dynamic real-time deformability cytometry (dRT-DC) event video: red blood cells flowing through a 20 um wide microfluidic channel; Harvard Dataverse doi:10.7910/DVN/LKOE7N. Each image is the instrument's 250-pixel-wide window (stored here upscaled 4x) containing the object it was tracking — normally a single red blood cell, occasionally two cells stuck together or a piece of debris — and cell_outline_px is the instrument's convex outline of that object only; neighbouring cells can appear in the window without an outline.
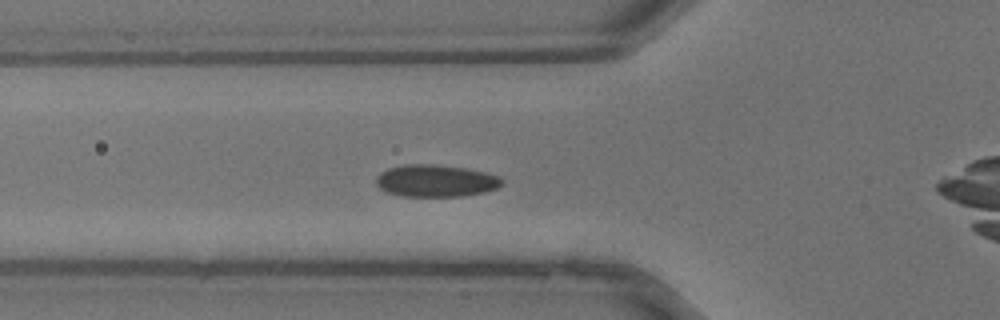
{"species": "common noctule bat (a hibernating species)", "species_latin": "Nyctalus noctula", "temperature_condition": "warm", "stored_images_in_passage": 13, "camera_frame_rate_fps": 3000, "um_per_image_px": 0.085, "animal": {"sex": "male", "body_mass_g": 13.3}, "frame": {"image": 1, "passage_image": 7, "time_ms": 2.0, "image_size_px": [1000, 320], "cell_outline_px": [[504, 184], [496, 188], [484, 192], [464, 196], [400, 196], [388, 192], [380, 188], [376, 184], [376, 176], [380, 172], [388, 168], [404, 164], [436, 164], [468, 168], [500, 176], [504, 180]], "centroid_in_image_um": [37.05, 15.36], "position_along_channel_um": 88.7, "area_um2": 23.81}}
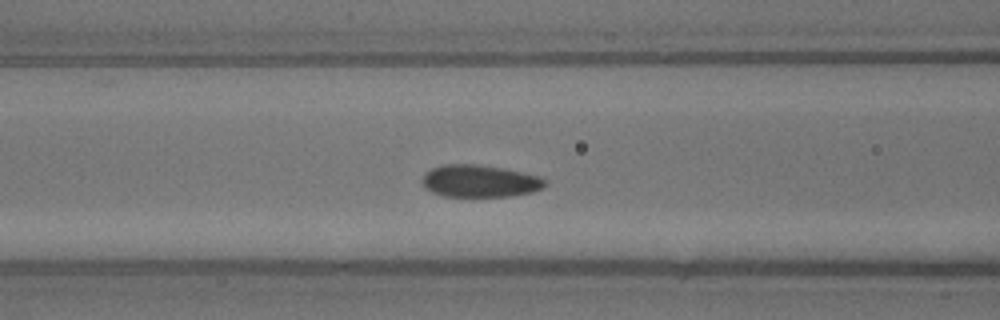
{"frame": {"image": 2, "passage_image": 9, "time_ms": 2.667, "image_size_px": [1000, 320], "cell_outline_px": [[548, 184], [544, 188], [532, 192], [508, 196], [444, 196], [432, 192], [424, 188], [424, 172], [432, 168], [444, 164], [480, 164], [504, 168], [540, 176]], "centroid_in_image_um": [40.8, 15.38], "position_along_channel_um": 125.8, "area_um2": 23.12}}
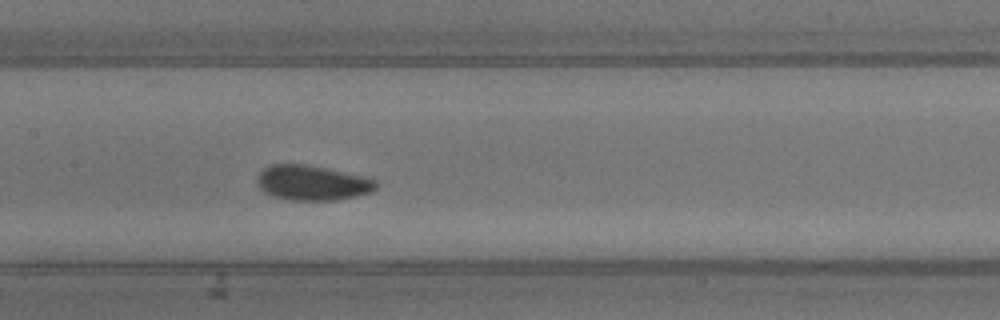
{"frame": {"image": 3, "passage_image": 12, "time_ms": 3.667, "image_size_px": [1000, 320], "cell_outline_px": [[376, 188], [372, 192], [356, 196], [336, 200], [288, 200], [272, 196], [264, 192], [256, 184], [256, 180], [260, 172], [264, 168], [272, 164], [304, 164], [324, 168], [360, 176], [376, 180]], "centroid_in_image_um": [26.49, 15.55], "position_along_channel_um": 180.9, "area_um2": 24.04}}